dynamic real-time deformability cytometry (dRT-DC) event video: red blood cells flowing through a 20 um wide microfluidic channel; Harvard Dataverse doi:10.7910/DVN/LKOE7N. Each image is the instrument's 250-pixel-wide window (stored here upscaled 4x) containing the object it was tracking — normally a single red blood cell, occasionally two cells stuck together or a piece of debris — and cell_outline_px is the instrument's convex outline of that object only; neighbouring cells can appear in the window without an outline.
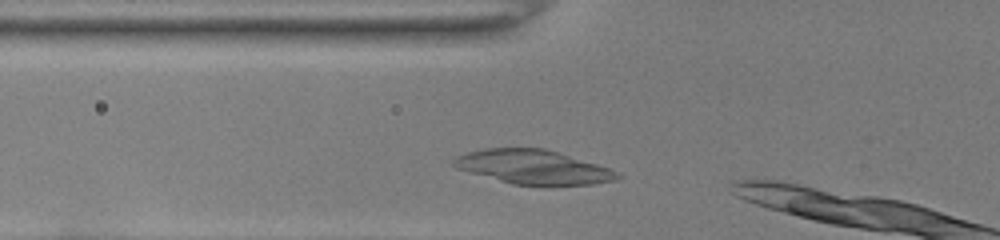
{"species": "common noctule bat (a hibernating species)", "species_latin": "Nyctalus noctula", "temperature_condition": "room temperature", "stored_images_in_passage": 8, "camera_frame_rate_fps": 3000, "um_per_image_px": 0.085, "animal": {"sex": "female", "body_mass_g": 22.0, "forearm_length_mm": 56.7}, "frame": {"image": 1, "passage_image": 3, "time_ms": 0.667, "image_size_px": [1000, 240], "cell_outline_px": [[620, 176], [612, 180], [592, 184], [552, 188], [544, 188], [512, 184], [456, 168], [452, 164], [452, 160], [468, 152], [488, 148], [544, 148], [596, 164], [608, 168], [616, 172]], "centroid_in_image_um": [45.33, 14.24], "position_along_channel_um": 80.5, "area_um2": 32.77}}
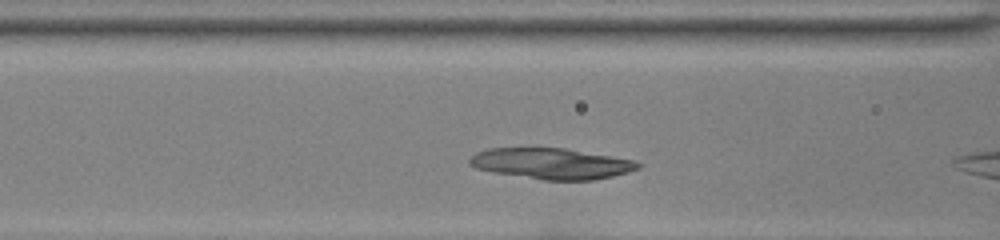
{"frame": {"image": 2, "passage_image": 6, "time_ms": 1.667, "image_size_px": [1000, 240], "cell_outline_px": [[640, 168], [628, 172], [596, 180], [544, 180], [492, 172], [476, 168], [468, 164], [468, 160], [476, 152], [488, 148], [564, 148], [632, 160], [640, 164]], "centroid_in_image_um": [46.83, 13.91], "position_along_channel_um": 119.8, "area_um2": 30.11}}